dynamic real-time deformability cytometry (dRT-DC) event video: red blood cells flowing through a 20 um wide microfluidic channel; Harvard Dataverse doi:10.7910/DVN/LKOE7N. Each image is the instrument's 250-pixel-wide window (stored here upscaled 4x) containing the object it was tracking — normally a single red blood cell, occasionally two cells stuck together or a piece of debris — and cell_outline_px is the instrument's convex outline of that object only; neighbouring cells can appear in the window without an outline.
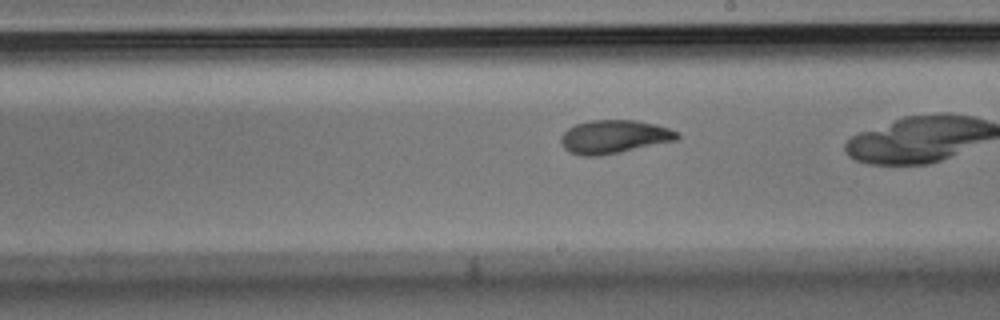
{"species": "Egyptian fruit bat (a non-hibernating species)", "species_latin": "Rousettus aegyptiacus", "temperature_condition": "room temperature", "stored_images_in_passage": 40, "camera_frame_rate_fps": 3000, "um_per_image_px": 0.085, "animal": {"sex": "male"}, "frame": {"image": 1, "passage_image": 29, "time_ms": 9.333, "image_size_px": [1000, 320], "cell_outline_px": [[680, 136], [676, 140], [596, 156], [584, 156], [568, 152], [564, 148], [560, 140], [560, 136], [568, 128], [576, 124], [588, 120], [636, 120], [656, 124], [680, 132]], "centroid_in_image_um": [52.17, 11.6], "position_along_channel_um": 236.8, "area_um2": 22.43}}